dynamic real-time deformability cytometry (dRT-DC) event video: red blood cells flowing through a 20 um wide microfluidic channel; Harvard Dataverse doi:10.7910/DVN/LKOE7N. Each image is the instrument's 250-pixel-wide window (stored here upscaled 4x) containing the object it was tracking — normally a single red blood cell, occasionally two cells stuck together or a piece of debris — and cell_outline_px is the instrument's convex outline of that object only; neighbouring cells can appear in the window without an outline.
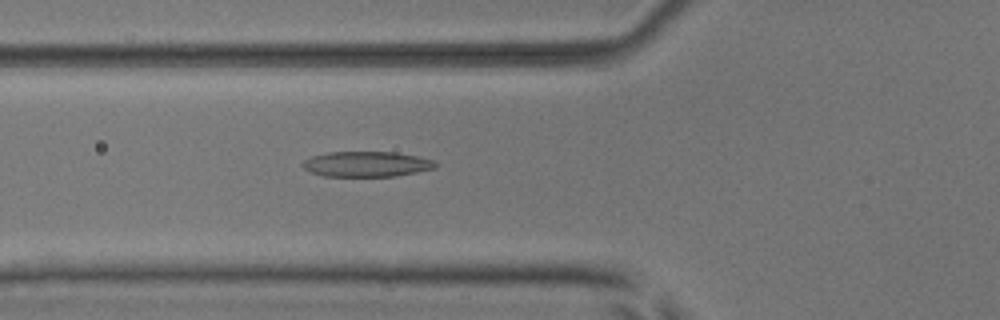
{"species": "common noctule bat (a hibernating species)", "species_latin": "Nyctalus noctula", "temperature_condition": "room temperature", "stored_images_in_passage": 36, "camera_frame_rate_fps": 3000, "um_per_image_px": 0.085, "animal": {"sex": "male", "body_mass_g": 17.9, "forearm_length_mm": 54.2}, "frame": {"image": 1, "passage_image": 3, "time_ms": 0.667, "image_size_px": [1000, 320], "cell_outline_px": [[436, 168], [396, 176], [324, 176], [312, 172], [304, 168], [300, 164], [304, 160], [312, 156], [328, 152], [396, 152], [416, 156], [432, 160], [436, 164]], "centroid_in_image_um": [31.14, 13.94], "position_along_channel_um": 94.7, "area_um2": 19.48}}
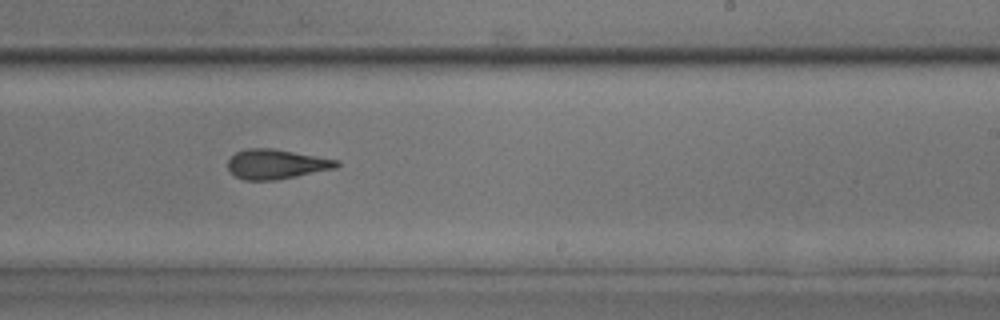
{"frame": {"image": 2, "passage_image": 16, "time_ms": 5.0, "image_size_px": [1000, 320], "cell_outline_px": [[340, 164], [336, 168], [276, 180], [244, 180], [236, 176], [228, 168], [228, 160], [236, 152], [248, 148], [272, 148], [340, 160]], "centroid_in_image_um": [23.5, 13.95], "position_along_channel_um": 265.5, "area_um2": 18.73}}
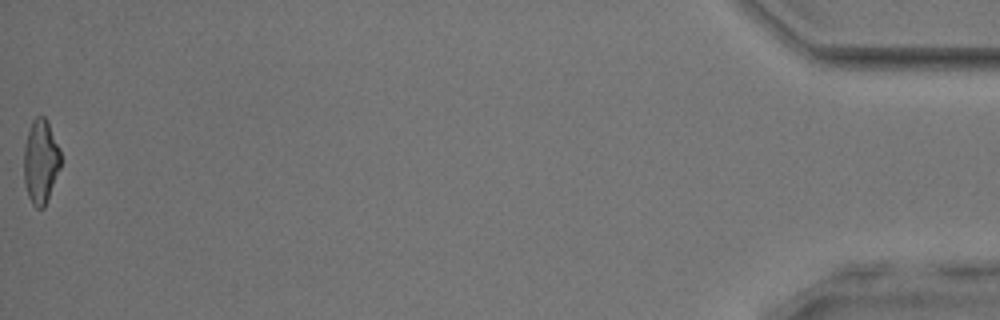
{"frame": {"image": 3, "passage_image": 36, "time_ms": 11.667, "image_size_px": [1000, 320], "cell_outline_px": [[60, 168], [48, 200], [44, 208], [36, 208], [32, 204], [28, 196], [24, 184], [24, 144], [32, 120], [36, 116], [44, 116], [48, 120], [60, 148]], "centroid_in_image_um": [3.46, 13.73], "position_along_channel_um": 431.7, "area_um2": 18.32}, "authors_computed_cell_mechanics": {"area_um2": 18.6983, "velocity_mm_per_s": 3.9482, "shape_relaxation_time_tau1_ms": 5.7086, "shape_relaxation_time_tau2_ms": 2.3413, "deformation_change_tau1": 0.1897, "deformation_change_tau2": 0.129}}